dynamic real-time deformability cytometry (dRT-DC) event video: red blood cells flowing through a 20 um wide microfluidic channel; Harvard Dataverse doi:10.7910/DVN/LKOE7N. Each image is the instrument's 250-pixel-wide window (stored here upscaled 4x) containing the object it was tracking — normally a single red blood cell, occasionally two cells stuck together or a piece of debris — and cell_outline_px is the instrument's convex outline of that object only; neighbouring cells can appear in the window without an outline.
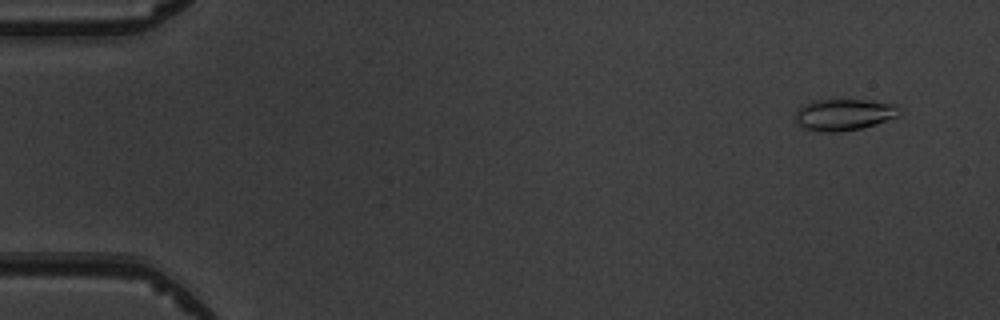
{"species": "common noctule bat (a hibernating species)", "species_latin": "Nyctalus noctula", "temperature_condition": "warm", "stored_images_in_passage": 6, "camera_frame_rate_fps": 3000, "um_per_image_px": 0.085, "animal": {"sex": "male", "body_mass_g": 19.5, "forearm_length_mm": 54.6}, "frame": {"image": 1, "passage_image": 1, "time_ms": 0.0, "image_size_px": [1000, 320], "cell_outline_px": [[904, 108], [900, 116], [876, 124], [860, 128], [836, 132], [828, 132], [804, 128], [796, 120], [796, 108], [812, 100], [864, 100], [900, 104]], "centroid_in_image_um": [71.83, 9.72], "position_along_channel_um": 13.2, "area_um2": 19.31}}
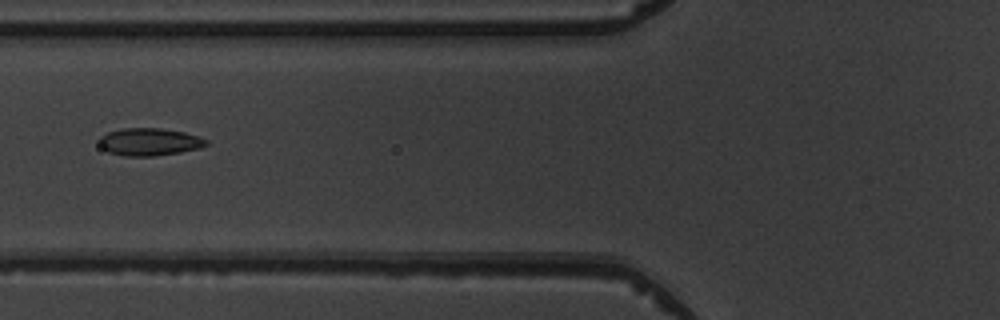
{"frame": {"image": 2, "passage_image": 6, "time_ms": 5.667, "image_size_px": [1000, 320], "cell_outline_px": [[208, 144], [200, 148], [180, 152], [156, 156], [124, 156], [108, 152], [100, 148], [100, 136], [108, 132], [124, 128], [160, 128], [184, 132], [208, 140]], "centroid_in_image_um": [12.68, 12.06], "position_along_channel_um": 113.1, "area_um2": 17.17}}